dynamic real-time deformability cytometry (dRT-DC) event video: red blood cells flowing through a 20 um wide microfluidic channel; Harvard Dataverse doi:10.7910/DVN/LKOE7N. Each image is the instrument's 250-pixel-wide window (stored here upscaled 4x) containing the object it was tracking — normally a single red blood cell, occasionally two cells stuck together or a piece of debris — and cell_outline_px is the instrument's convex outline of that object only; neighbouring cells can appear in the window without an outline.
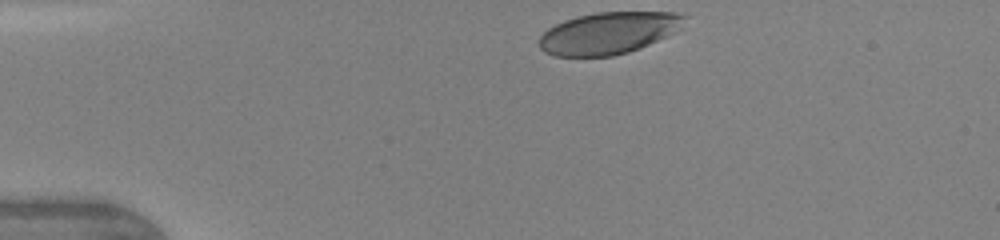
{"species": "human", "species_latin": "Homo sapiens", "temperature_condition": "warm", "stored_images_in_passage": 15, "camera_frame_rate_fps": 3000, "um_per_image_px": 0.085, "donor": {"sex": "female"}, "frame": {"image": 1, "passage_image": 1, "time_ms": 0.0, "image_size_px": [1000, 240], "cell_outline_px": [[688, 16], [676, 32], [640, 48], [628, 52], [612, 56], [556, 56], [544, 52], [540, 48], [540, 36], [548, 28], [564, 20], [576, 16], [596, 12], [676, 12]], "centroid_in_image_um": [51.73, 2.8], "position_along_channel_um": 33.3, "area_um2": 35.49}}
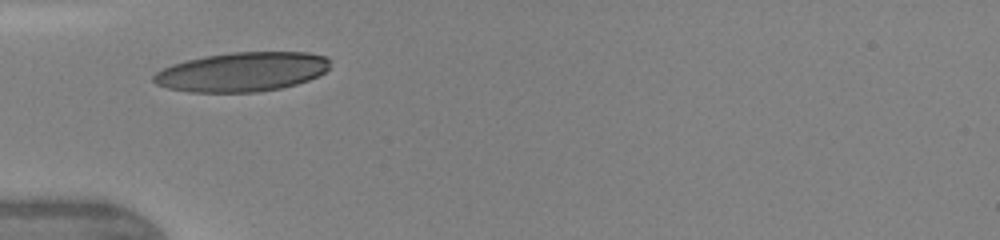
{"frame": {"image": 2, "passage_image": 10, "time_ms": 2.0, "image_size_px": [1000, 240], "cell_outline_px": [[328, 68], [324, 72], [308, 80], [296, 84], [280, 88], [256, 92], [188, 92], [168, 88], [156, 84], [152, 80], [152, 76], [156, 72], [172, 64], [204, 56], [232, 52], [308, 52], [328, 56]], "centroid_in_image_um": [20.56, 6.1], "position_along_channel_um": 64.4, "area_um2": 40.34}}